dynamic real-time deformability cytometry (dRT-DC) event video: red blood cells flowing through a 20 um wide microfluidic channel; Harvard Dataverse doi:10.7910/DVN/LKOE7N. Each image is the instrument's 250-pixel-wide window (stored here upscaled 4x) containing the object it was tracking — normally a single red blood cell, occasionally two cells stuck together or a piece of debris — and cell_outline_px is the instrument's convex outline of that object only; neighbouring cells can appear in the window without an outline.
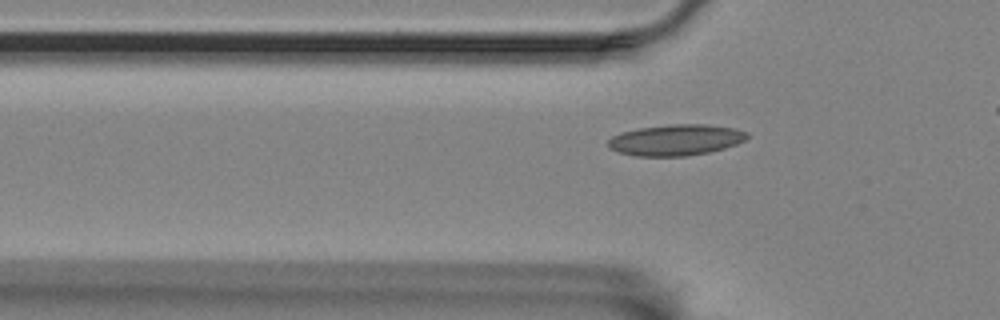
{"species": "Egyptian fruit bat (a non-hibernating species)", "species_latin": "Rousettus aegyptiacus", "temperature_condition": "room temperature", "stored_images_in_passage": 35, "camera_frame_rate_fps": 3000, "um_per_image_px": 0.085, "animal": {"sex": "female"}, "frame": {"image": 1, "passage_image": 6, "time_ms": 1.667, "image_size_px": [1000, 320], "cell_outline_px": [[748, 136], [744, 140], [736, 144], [724, 148], [708, 152], [684, 156], [636, 156], [620, 152], [608, 148], [608, 140], [612, 136], [620, 132], [640, 128], [672, 124], [704, 124], [736, 128], [748, 132]], "centroid_in_image_um": [57.44, 11.89], "position_along_channel_um": 68.4, "area_um2": 25.09}}
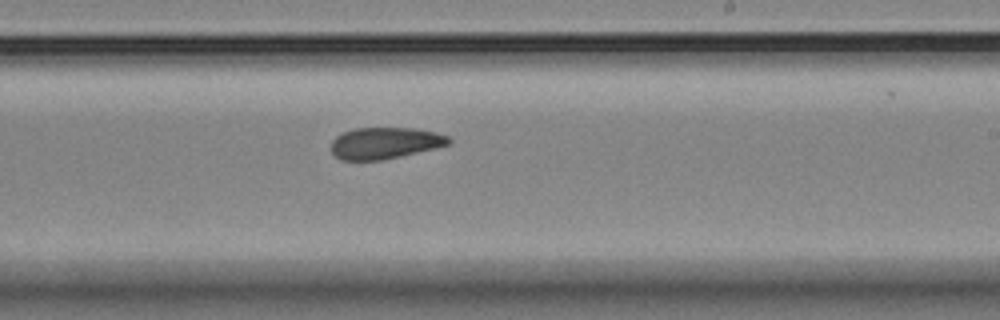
{"frame": {"image": 2, "passage_image": 22, "time_ms": 7.0, "image_size_px": [1000, 320], "cell_outline_px": [[452, 140], [448, 144], [416, 152], [380, 160], [340, 160], [332, 152], [332, 140], [336, 136], [344, 132], [356, 128], [416, 128], [436, 132], [448, 136]], "centroid_in_image_um": [32.69, 12.15], "position_along_channel_um": 256.3, "area_um2": 21.27}}
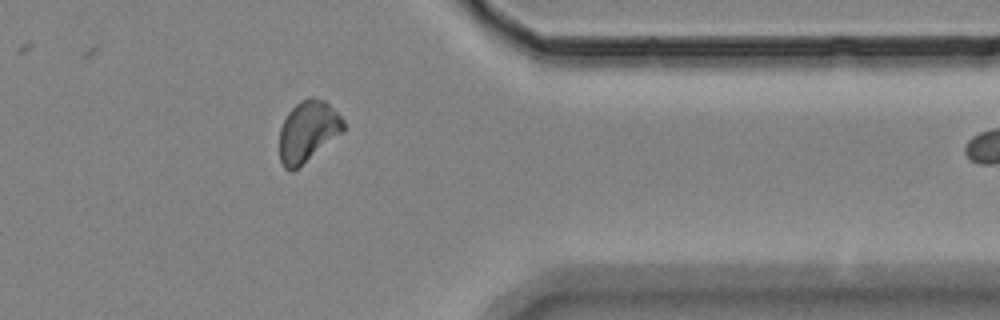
{"frame": {"image": 3, "passage_image": 34, "time_ms": 11.0, "image_size_px": [1000, 320], "cell_outline_px": [[344, 132], [292, 172], [288, 172], [284, 168], [280, 160], [280, 128], [288, 112], [300, 100], [308, 96], [324, 100], [344, 120]], "centroid_in_image_um": [26.16, 11.17], "position_along_channel_um": 385.2, "area_um2": 22.72}}